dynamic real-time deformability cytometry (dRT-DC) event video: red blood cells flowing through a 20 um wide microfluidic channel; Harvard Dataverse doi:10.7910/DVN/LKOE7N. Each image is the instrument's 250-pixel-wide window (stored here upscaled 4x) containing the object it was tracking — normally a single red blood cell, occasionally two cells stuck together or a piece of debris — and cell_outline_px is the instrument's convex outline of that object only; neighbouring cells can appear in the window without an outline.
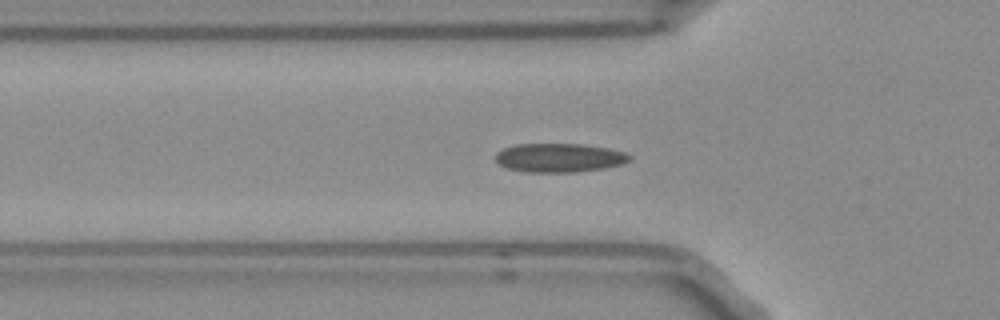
{"species": "Egyptian fruit bat (a non-hibernating species)", "species_latin": "Rousettus aegyptiacus", "temperature_condition": "room temperature", "stored_images_in_passage": 40, "camera_frame_rate_fps": 3000, "um_per_image_px": 0.085, "frame": {"image": 1, "passage_image": 3, "time_ms": 0.667, "image_size_px": [1000, 320], "cell_outline_px": [[632, 160], [624, 164], [604, 168], [576, 172], [524, 172], [508, 168], [500, 164], [496, 160], [496, 152], [504, 148], [516, 144], [584, 144], [608, 148], [624, 152], [632, 156]], "centroid_in_image_um": [47.58, 13.41], "position_along_channel_um": 78.2, "area_um2": 22.66}}
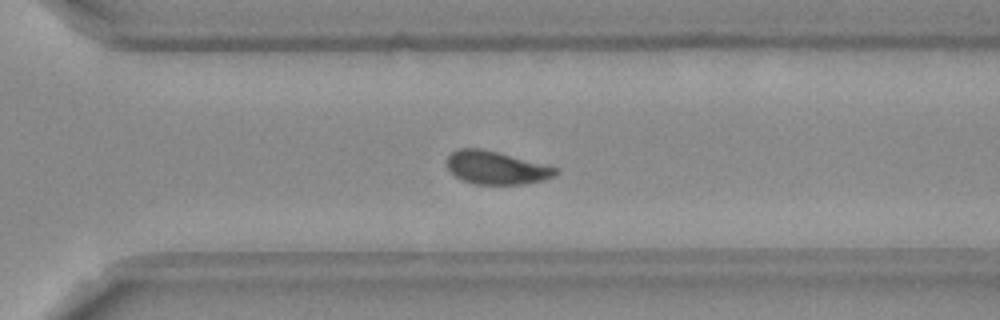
{"frame": {"image": 2, "passage_image": 23, "time_ms": 7.333, "image_size_px": [1000, 320], "cell_outline_px": [[560, 172], [556, 176], [544, 180], [524, 184], [476, 184], [464, 180], [456, 176], [448, 168], [448, 156], [452, 152], [460, 148], [480, 148], [560, 168]], "centroid_in_image_um": [42.24, 14.26], "position_along_channel_um": 328.4, "area_um2": 20.75}}
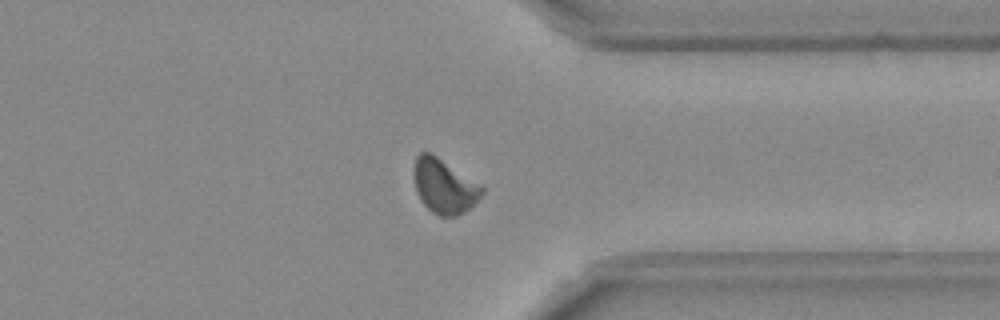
{"frame": {"image": 3, "passage_image": 27, "time_ms": 8.667, "image_size_px": [1000, 320], "cell_outline_px": [[484, 192], [464, 212], [456, 216], [440, 216], [432, 212], [420, 200], [416, 192], [416, 156], [420, 152], [432, 152], [484, 188]], "centroid_in_image_um": [37.75, 15.83], "position_along_channel_um": 373.7, "area_um2": 20.92}, "authors_computed_cell_mechanics": {"area_um2": 21.2126, "velocity_mm_per_s": 3.7429, "shape_relaxation_time_tau1_ms": 10.4578, "shape_relaxation_time_tau2_ms": 1.4451, "deformation_change_tau1": 0.1918, "deformation_change_tau2": 0.0507}}